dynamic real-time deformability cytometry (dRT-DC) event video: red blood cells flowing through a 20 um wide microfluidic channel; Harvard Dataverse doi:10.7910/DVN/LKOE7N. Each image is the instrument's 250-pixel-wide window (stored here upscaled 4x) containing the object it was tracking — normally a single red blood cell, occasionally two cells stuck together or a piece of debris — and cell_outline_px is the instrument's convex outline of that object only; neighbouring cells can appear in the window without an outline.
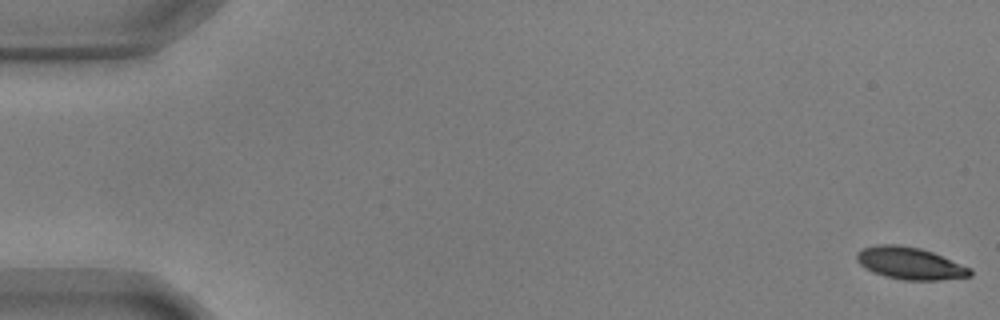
{"species": "common noctule bat (a hibernating species)", "species_latin": "Nyctalus noctula", "temperature_condition": "warm", "stored_images_in_passage": 56, "camera_frame_rate_fps": 3000, "um_per_image_px": 0.085, "animal": {"sex": "male", "body_mass_g": 17.9, "forearm_length_mm": 54.2}, "frame": {"image": 1, "passage_image": 1, "time_ms": 0.0, "image_size_px": [1000, 320], "cell_outline_px": [[972, 276], [940, 280], [904, 280], [884, 276], [872, 272], [864, 268], [856, 260], [856, 252], [860, 248], [876, 244], [900, 244], [920, 248], [932, 252], [972, 268]], "centroid_in_image_um": [77.31, 22.37], "position_along_channel_um": 7.7, "area_um2": 21.56}}
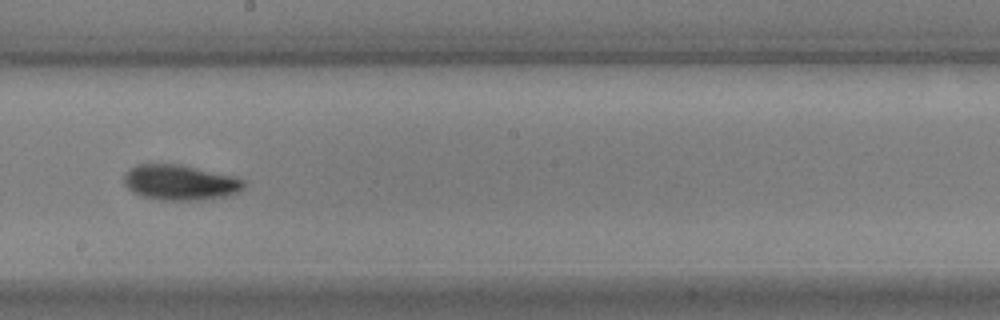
{"frame": {"image": 2, "passage_image": 32, "time_ms": 10.333, "image_size_px": [1000, 320], "cell_outline_px": [[244, 188], [236, 192], [224, 196], [192, 200], [160, 200], [140, 196], [132, 192], [124, 184], [124, 172], [128, 168], [136, 164], [180, 164], [232, 176], [244, 180]], "centroid_in_image_um": [15.22, 15.5], "position_along_channel_um": 233.0, "area_um2": 24.57}}
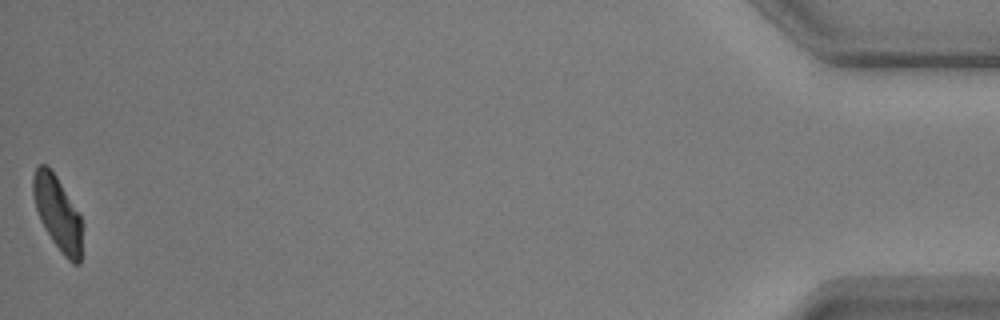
{"frame": {"image": 3, "passage_image": 56, "time_ms": 18.333, "image_size_px": [1000, 320], "cell_outline_px": [[84, 224], [80, 264], [72, 264], [64, 256], [52, 240], [44, 228], [40, 220], [36, 208], [32, 192], [32, 176], [36, 164], [44, 164], [56, 176], [80, 212]], "centroid_in_image_um": [4.93, 18.14], "position_along_channel_um": 430.3, "area_um2": 21.73}, "authors_computed_cell_mechanics": {"area_um2": 22.6576, "velocity_mm_per_s": 3.6247, "shape_relaxation_time_tau1_ms": 3.0682, "shape_relaxation_time_tau2_ms": 3.7774, "deformation_change_tau1": 0.1474, "deformation_change_tau2": 0.069}}